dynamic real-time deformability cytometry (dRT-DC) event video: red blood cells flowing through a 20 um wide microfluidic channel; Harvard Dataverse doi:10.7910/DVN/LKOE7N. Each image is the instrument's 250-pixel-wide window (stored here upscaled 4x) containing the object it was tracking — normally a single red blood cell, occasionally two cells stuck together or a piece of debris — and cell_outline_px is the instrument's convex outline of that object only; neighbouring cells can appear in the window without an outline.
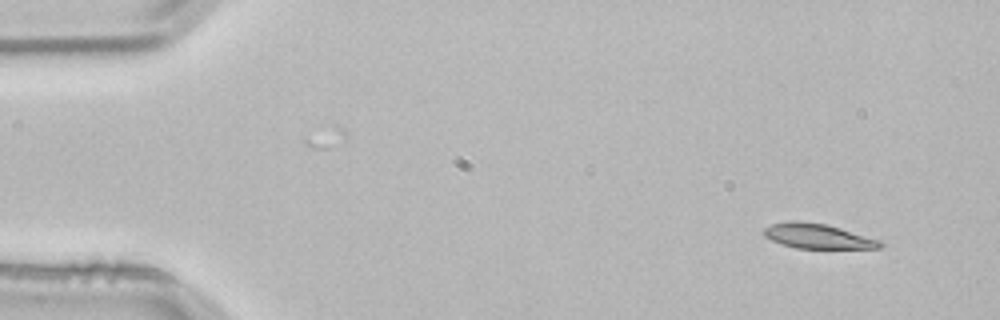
{"species": "common noctule bat (a hibernating species)", "species_latin": "Nyctalus noctula", "temperature_condition": "room temperature", "stored_images_in_passage": 2, "camera_frame_rate_fps": 3000, "um_per_image_px": 0.085, "animal": {"sex": "male", "body_mass_g": 21.5, "forearm_length_mm": 52.0}, "frame": {"image": 1, "passage_image": 2, "time_ms": 0.333, "image_size_px": [1000, 320], "cell_outline_px": [[884, 244], [880, 248], [796, 248], [780, 244], [764, 236], [764, 228], [772, 224], [788, 220], [800, 220], [828, 224], [880, 240]], "centroid_in_image_um": [69.48, 20.06], "position_along_channel_um": 15.5, "area_um2": 16.94}}